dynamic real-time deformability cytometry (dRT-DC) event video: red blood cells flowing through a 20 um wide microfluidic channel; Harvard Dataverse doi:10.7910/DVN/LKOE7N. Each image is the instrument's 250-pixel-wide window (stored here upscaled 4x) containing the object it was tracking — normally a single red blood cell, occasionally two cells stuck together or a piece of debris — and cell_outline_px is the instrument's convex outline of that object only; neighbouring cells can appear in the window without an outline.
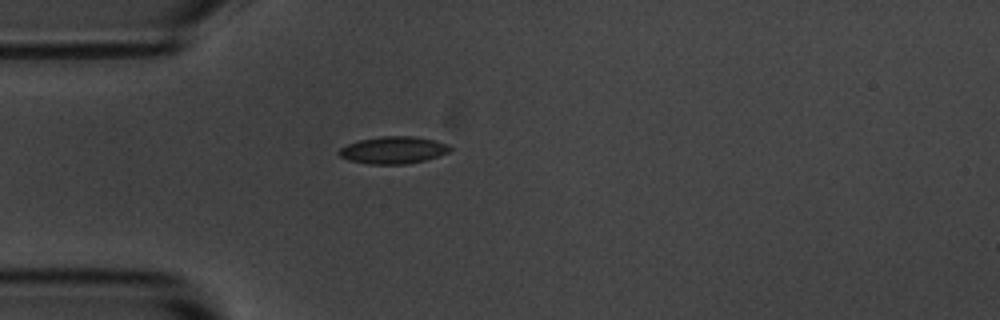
{"species": "common noctule bat (a hibernating species)", "species_latin": "Nyctalus noctula", "temperature_condition": "room temperature", "stored_images_in_passage": 2, "camera_frame_rate_fps": 3000, "um_per_image_px": 0.085, "animal": {"sex": "male", "body_mass_g": 20.1, "forearm_length_mm": 53.5}, "frame": {"image": 1, "passage_image": 1, "time_ms": 0.0, "image_size_px": [1000, 320], "cell_outline_px": [[452, 148], [448, 152], [424, 160], [404, 164], [368, 164], [348, 160], [340, 156], [336, 152], [340, 148], [348, 144], [360, 140], [380, 136], [412, 136], [432, 140], [448, 144]], "centroid_in_image_um": [33.38, 12.76], "position_along_channel_um": 51.6, "area_um2": 17.4}}